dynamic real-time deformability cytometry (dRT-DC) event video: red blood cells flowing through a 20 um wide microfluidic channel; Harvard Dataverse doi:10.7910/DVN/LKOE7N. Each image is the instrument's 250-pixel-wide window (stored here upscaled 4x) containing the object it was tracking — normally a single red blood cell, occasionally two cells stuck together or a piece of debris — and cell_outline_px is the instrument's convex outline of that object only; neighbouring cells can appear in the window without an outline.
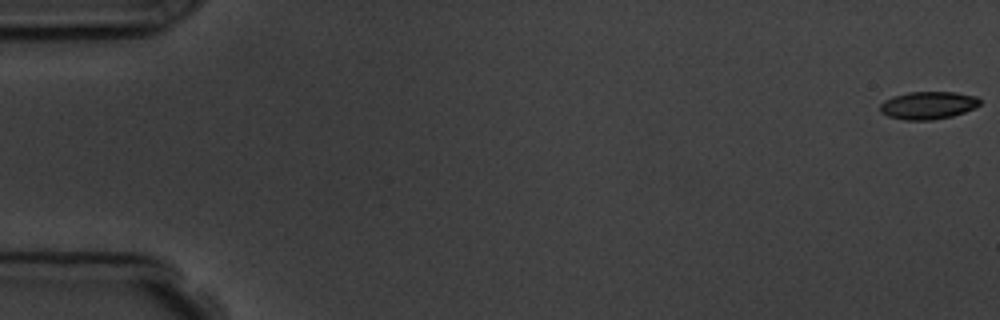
{"species": "common noctule bat (a hibernating species)", "species_latin": "Nyctalus noctula", "temperature_condition": "room temperature", "stored_images_in_passage": 6, "camera_frame_rate_fps": 3000, "um_per_image_px": 0.085, "animal": {"sex": "male", "body_mass_g": 19.5, "forearm_length_mm": 54.6}, "frame": {"image": 1, "passage_image": 1, "time_ms": 0.0, "image_size_px": [1000, 320], "cell_outline_px": [[980, 104], [976, 108], [952, 116], [932, 120], [904, 120], [888, 116], [880, 112], [880, 104], [884, 100], [892, 96], [908, 92], [956, 92], [976, 96], [980, 100]], "centroid_in_image_um": [78.88, 8.95], "position_along_channel_um": 6.1, "area_um2": 16.24}}
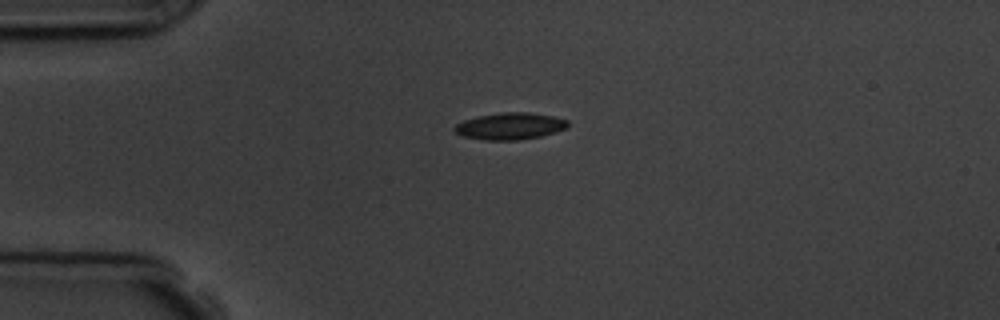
{"frame": {"image": 2, "passage_image": 5, "time_ms": 4.333, "image_size_px": [1000, 320], "cell_outline_px": [[568, 128], [556, 132], [540, 136], [516, 140], [484, 140], [464, 136], [456, 132], [452, 128], [456, 124], [464, 120], [476, 116], [504, 112], [528, 112], [552, 116], [568, 120]], "centroid_in_image_um": [43.35, 10.71], "position_along_channel_um": 41.6, "area_um2": 17.69}}